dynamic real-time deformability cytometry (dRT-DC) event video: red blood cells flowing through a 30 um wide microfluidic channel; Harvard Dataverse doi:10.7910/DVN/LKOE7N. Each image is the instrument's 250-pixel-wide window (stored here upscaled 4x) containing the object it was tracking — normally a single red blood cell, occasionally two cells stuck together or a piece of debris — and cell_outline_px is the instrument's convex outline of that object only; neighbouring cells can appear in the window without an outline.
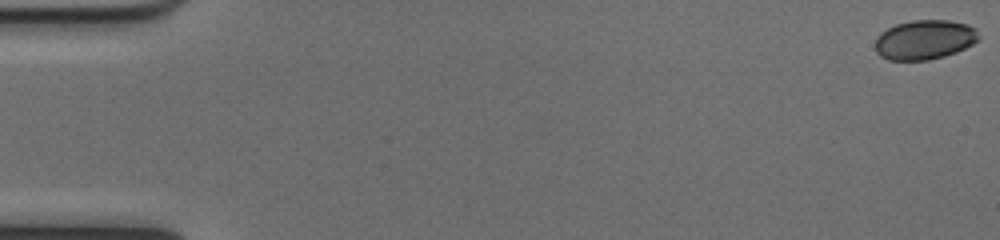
{"species": "common noctule bat (a hibernating species)", "species_latin": "Nyctalus noctula", "temperature_condition": "cold", "stored_images_in_passage": 52, "camera_frame_rate_fps": 3000, "um_per_image_px": 0.085, "animal": {"sex": "female", "body_mass_g": 17.0, "forearm_length_mm": 48.0}, "frame": {"image": 1, "passage_image": 1, "time_ms": 0.0, "image_size_px": [1000, 240], "cell_outline_px": [[980, 40], [956, 52], [944, 56], [928, 60], [888, 60], [880, 56], [876, 52], [876, 36], [880, 32], [896, 24], [912, 20], [948, 20], [968, 24], [976, 28], [980, 36]], "centroid_in_image_um": [78.6, 3.37], "position_along_channel_um": 6.4, "area_um2": 24.04}}
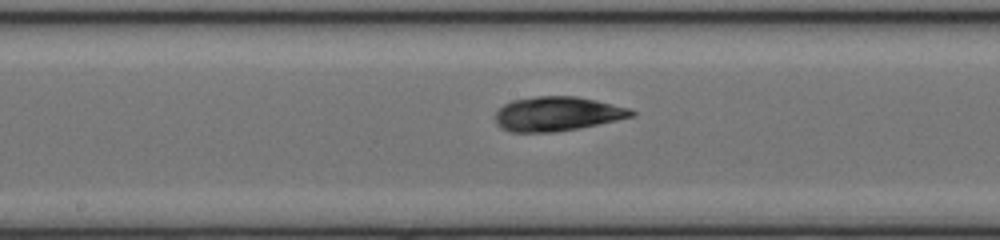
{"frame": {"image": 2, "passage_image": 28, "time_ms": 9.0, "image_size_px": [1000, 240], "cell_outline_px": [[636, 116], [580, 128], [552, 132], [512, 132], [500, 128], [496, 124], [496, 112], [504, 104], [512, 100], [536, 96], [576, 96], [596, 100], [632, 108], [636, 112]], "centroid_in_image_um": [47.4, 9.67], "position_along_channel_um": 200.8, "area_um2": 27.46}}
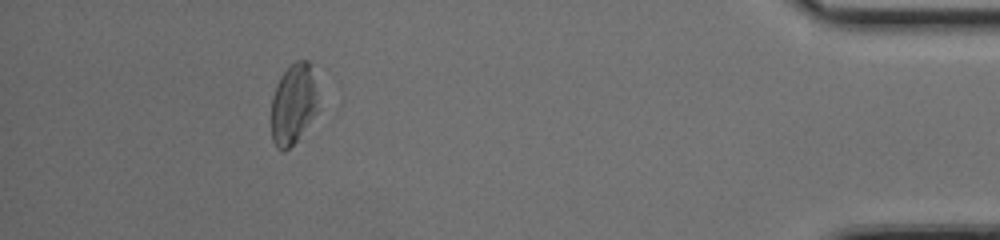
{"frame": {"image": 3, "passage_image": 48, "time_ms": 15.667, "image_size_px": [1000, 240], "cell_outline_px": [[316, 112], [296, 140], [284, 152], [280, 152], [276, 148], [272, 140], [272, 96], [276, 84], [280, 76], [296, 60], [308, 60], [316, 92]], "centroid_in_image_um": [24.88, 8.87], "position_along_channel_um": 410.3, "area_um2": 21.39}, "authors_computed_cell_mechanics": {"area_um2": 26.01, "velocity_mm_per_s": 4.0031, "shape_relaxation_time_tau1_ms": 3.3907, "shape_relaxation_time_tau2_ms": 4.945, "deformation_change_tau1": 0.0747, "deformation_change_tau2": 0.146}}